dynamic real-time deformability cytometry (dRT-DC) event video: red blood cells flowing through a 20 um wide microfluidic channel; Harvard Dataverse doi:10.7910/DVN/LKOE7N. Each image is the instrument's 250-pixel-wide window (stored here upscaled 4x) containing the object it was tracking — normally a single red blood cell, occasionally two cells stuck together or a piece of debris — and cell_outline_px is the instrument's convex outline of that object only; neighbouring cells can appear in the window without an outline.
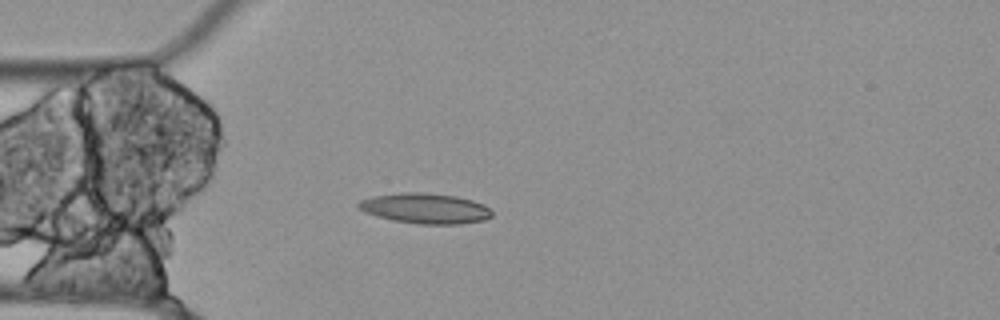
{"species": "Egyptian fruit bat (a non-hibernating species)", "species_latin": "Rousettus aegyptiacus", "temperature_condition": "cold", "stored_images_in_passage": 42, "camera_frame_rate_fps": 3000, "um_per_image_px": 0.085, "animal": {"sex": "female"}, "frame": {"image": 1, "passage_image": 1, "time_ms": 0.0, "image_size_px": [1000, 320], "cell_outline_px": [[492, 216], [484, 220], [460, 224], [420, 224], [392, 220], [376, 216], [364, 212], [356, 204], [360, 200], [372, 196], [400, 192], [424, 192], [456, 196], [472, 200], [484, 204], [492, 212]], "centroid_in_image_um": [36.13, 17.71], "position_along_channel_um": 48.9, "area_um2": 23.7}}
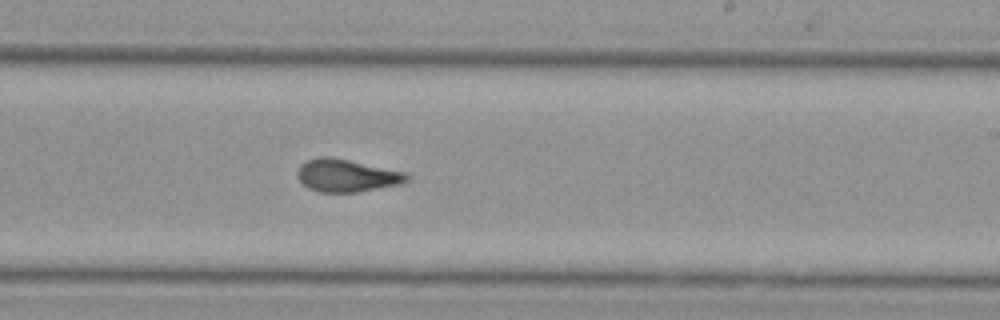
{"frame": {"image": 2, "passage_image": 19, "time_ms": 6.0, "image_size_px": [1000, 320], "cell_outline_px": [[412, 176], [408, 180], [400, 184], [356, 192], [320, 192], [308, 188], [296, 176], [296, 172], [300, 164], [308, 160], [320, 156], [332, 156], [408, 172]], "centroid_in_image_um": [29.49, 14.9], "position_along_channel_um": 259.5, "area_um2": 21.1}}
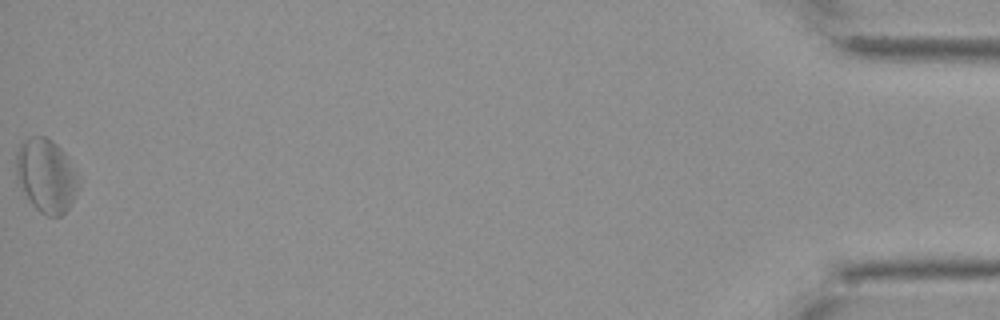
{"frame": {"image": 3, "passage_image": 42, "time_ms": 13.667, "image_size_px": [1000, 320], "cell_outline_px": [[76, 192], [68, 208], [60, 216], [48, 216], [40, 212], [28, 200], [16, 180], [16, 152], [20, 144], [24, 140], [32, 136], [44, 136], [52, 140], [64, 152], [76, 180]], "centroid_in_image_um": [3.84, 14.92], "position_along_channel_um": 431.4, "area_um2": 26.07}, "authors_computed_cell_mechanics": {"area_um2": 21.1548, "velocity_mm_per_s": 3.5148, "shape_relaxation_time_tau1_ms": null, "shape_relaxation_time_tau2_ms": 4.4663, "deformation_change_tau1": null, "deformation_change_tau2": 0.0994}}